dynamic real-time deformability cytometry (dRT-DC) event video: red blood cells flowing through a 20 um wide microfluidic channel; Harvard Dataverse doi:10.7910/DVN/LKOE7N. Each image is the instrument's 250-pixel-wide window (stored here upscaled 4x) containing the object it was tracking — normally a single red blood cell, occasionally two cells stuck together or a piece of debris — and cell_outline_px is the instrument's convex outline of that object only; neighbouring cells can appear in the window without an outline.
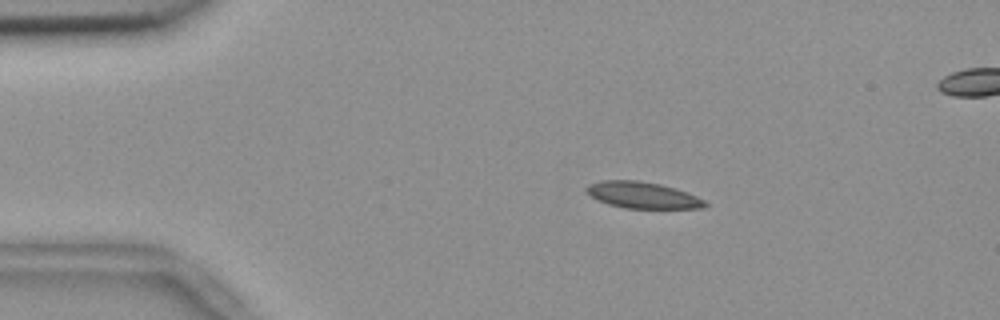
{"species": "common noctule bat (a hibernating species)", "species_latin": "Nyctalus noctula", "temperature_condition": "room temperature", "stored_images_in_passage": 56, "segment_of_instrument_passage": [1, 2], "camera_frame_rate_fps": 3000, "um_per_image_px": 0.085, "animal": {"sex": "female", "body_mass_g": 18.4}, "frame": {"image": 1, "passage_image": 10, "time_ms": 3.0, "image_size_px": [1000, 320], "cell_outline_px": [[708, 204], [700, 208], [624, 208], [608, 204], [596, 200], [584, 188], [588, 184], [600, 180], [636, 180], [660, 184], [676, 188], [688, 192], [704, 200]], "centroid_in_image_um": [54.59, 16.58], "position_along_channel_um": 30.4, "area_um2": 18.26}}
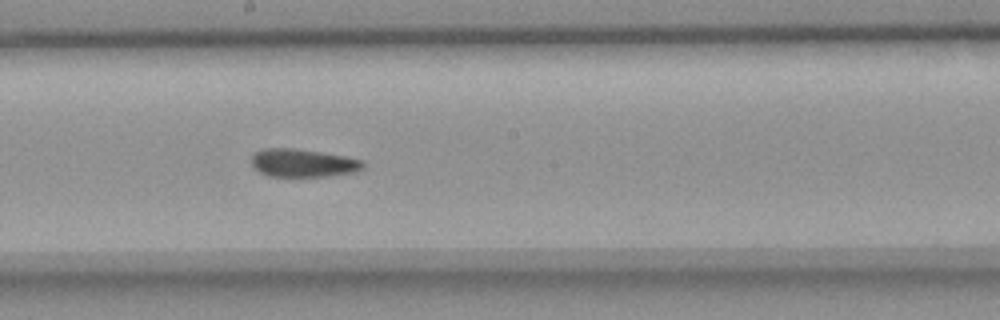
{"frame": {"image": 2, "passage_image": 30, "time_ms": 9.667, "image_size_px": [1000, 320], "cell_outline_px": [[364, 164], [356, 172], [324, 176], [268, 176], [260, 172], [252, 164], [252, 156], [256, 152], [264, 148], [296, 148], [344, 156], [364, 160]], "centroid_in_image_um": [25.75, 13.84], "position_along_channel_um": 222.5, "area_um2": 18.03}}
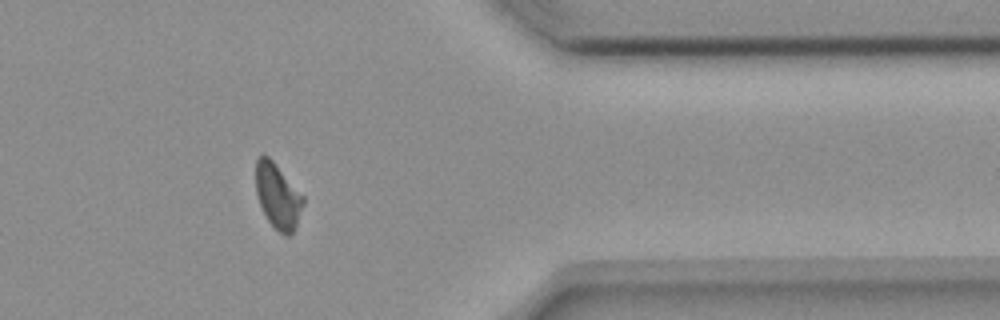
{"frame": {"image": 3, "passage_image": 45, "time_ms": 14.667, "image_size_px": [1000, 320], "cell_outline_px": [[304, 204], [296, 224], [292, 232], [288, 236], [284, 236], [268, 220], [260, 204], [256, 192], [256, 160], [260, 156], [268, 156], [272, 160], [304, 196]], "centroid_in_image_um": [23.62, 16.66], "position_along_channel_um": 387.8, "area_um2": 17.57}}